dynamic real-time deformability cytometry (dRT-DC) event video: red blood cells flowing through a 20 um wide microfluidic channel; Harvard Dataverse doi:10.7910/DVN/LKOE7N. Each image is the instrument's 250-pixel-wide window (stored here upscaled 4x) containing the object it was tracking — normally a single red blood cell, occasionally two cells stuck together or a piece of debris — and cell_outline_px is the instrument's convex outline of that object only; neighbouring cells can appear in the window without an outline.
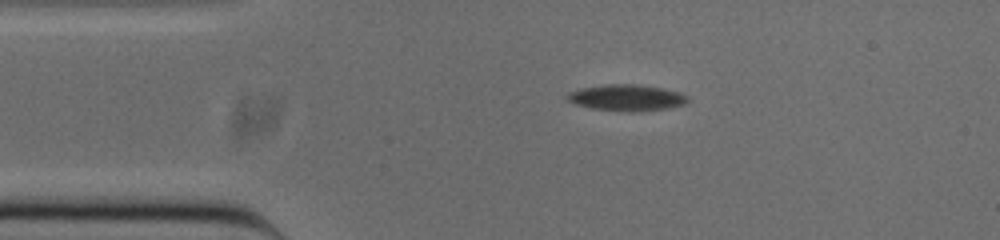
{"species": "common noctule bat (a hibernating species)", "species_latin": "Nyctalus noctula", "temperature_condition": "cold", "stored_images_in_passage": 47, "camera_frame_rate_fps": 3000, "um_per_image_px": 0.085, "animal": {"sex": "male", "body_mass_g": 20.0, "forearm_length_mm": 53.3}, "frame": {"image": 1, "passage_image": 1, "time_ms": 0.0, "image_size_px": [1000, 240], "cell_outline_px": [[688, 100], [684, 104], [664, 108], [592, 108], [576, 104], [568, 100], [568, 92], [580, 88], [604, 84], [632, 84], [660, 88], [680, 92], [688, 96]], "centroid_in_image_um": [53.23, 8.23], "position_along_channel_um": 31.8, "area_um2": 17.05}}
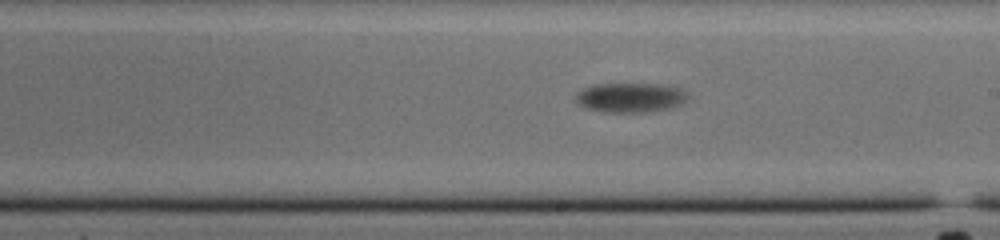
{"frame": {"image": 2, "passage_image": 21, "time_ms": 6.667, "image_size_px": [1000, 240], "cell_outline_px": [[688, 96], [684, 104], [672, 108], [644, 112], [608, 112], [588, 108], [580, 104], [576, 100], [576, 92], [580, 88], [596, 84], [664, 84], [684, 88], [688, 92]], "centroid_in_image_um": [53.66, 8.27], "position_along_channel_um": 235.3, "area_um2": 19.59}}
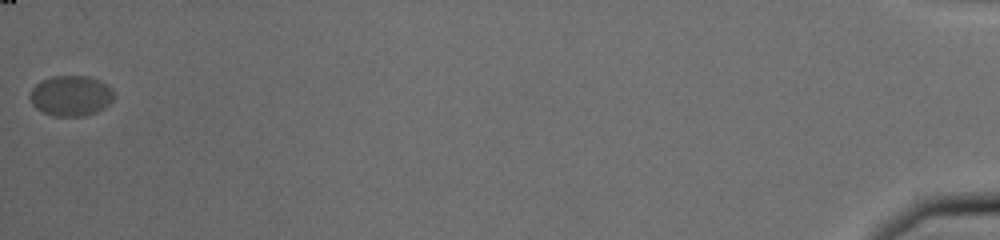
{"frame": {"image": 3, "passage_image": 47, "time_ms": 15.333, "image_size_px": [1000, 240], "cell_outline_px": [[116, 92], [112, 100], [104, 108], [96, 112], [84, 116], [56, 116], [44, 112], [36, 108], [32, 104], [28, 96], [32, 88], [40, 80], [52, 76], [88, 76], [100, 80], [112, 88]], "centroid_in_image_um": [6.03, 8.13], "position_along_channel_um": 429.2, "area_um2": 20.0}, "authors_computed_cell_mechanics": {"area_um2": 19.1896, "velocity_mm_per_s": 3.5616, "shape_relaxation_time_tau1_ms": 2.5958, "shape_relaxation_time_tau2_ms": null, "deformation_change_tau1": 0.0712, "deformation_change_tau2": null}}